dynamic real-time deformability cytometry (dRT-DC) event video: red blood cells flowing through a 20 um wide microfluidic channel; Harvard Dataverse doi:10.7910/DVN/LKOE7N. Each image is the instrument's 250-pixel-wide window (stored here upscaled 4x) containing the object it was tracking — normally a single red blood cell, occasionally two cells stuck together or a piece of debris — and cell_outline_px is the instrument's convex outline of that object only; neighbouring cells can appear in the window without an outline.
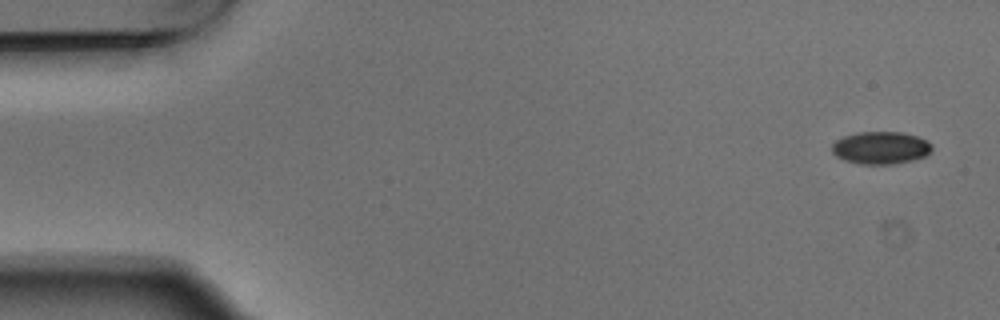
{"species": "Egyptian fruit bat (a non-hibernating species)", "species_latin": "Rousettus aegyptiacus", "temperature_condition": "warm", "stored_images_in_passage": 7, "camera_frame_rate_fps": 3000, "um_per_image_px": 0.085, "animal": {"sex": "male"}, "frame": {"image": 1, "passage_image": 1, "time_ms": 0.0, "image_size_px": [1000, 320], "cell_outline_px": [[932, 152], [924, 156], [912, 160], [892, 164], [860, 164], [844, 160], [836, 156], [832, 152], [832, 144], [836, 140], [844, 136], [860, 132], [900, 132], [916, 136], [928, 140], [932, 144]], "centroid_in_image_um": [74.87, 12.56], "position_along_channel_um": 10.1, "area_um2": 18.96}}
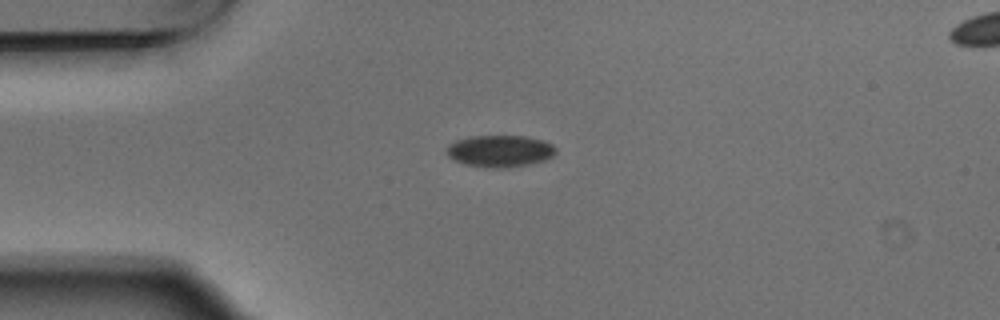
{"frame": {"image": 2, "passage_image": 4, "time_ms": 1.0, "image_size_px": [1000, 320], "cell_outline_px": [[556, 152], [552, 156], [544, 160], [528, 164], [500, 168], [492, 168], [464, 164], [452, 160], [444, 152], [448, 144], [456, 140], [472, 136], [524, 136], [544, 140], [552, 144], [556, 148]], "centroid_in_image_um": [42.45, 12.83], "position_along_channel_um": 42.6, "area_um2": 20.35}}
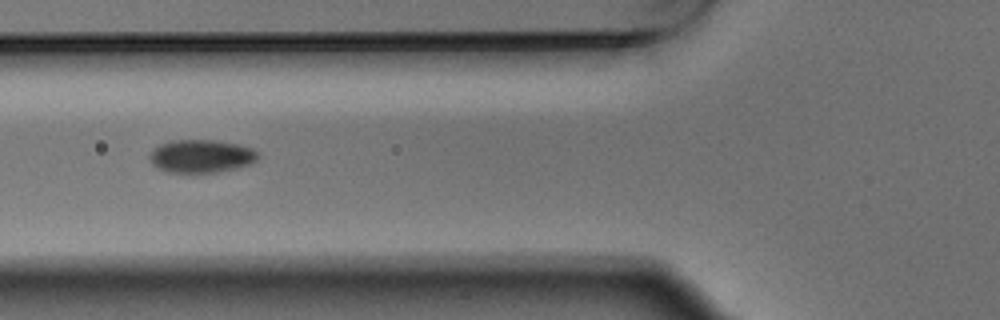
{"frame": {"image": 3, "passage_image": 6, "time_ms": 1.667, "image_size_px": [1000, 320], "cell_outline_px": [[260, 156], [252, 164], [240, 168], [216, 172], [168, 172], [152, 164], [148, 156], [152, 148], [160, 144], [172, 140], [216, 140], [240, 144], [252, 148], [260, 152]], "centroid_in_image_um": [17.15, 13.26], "position_along_channel_um": 108.7, "area_um2": 21.21}}